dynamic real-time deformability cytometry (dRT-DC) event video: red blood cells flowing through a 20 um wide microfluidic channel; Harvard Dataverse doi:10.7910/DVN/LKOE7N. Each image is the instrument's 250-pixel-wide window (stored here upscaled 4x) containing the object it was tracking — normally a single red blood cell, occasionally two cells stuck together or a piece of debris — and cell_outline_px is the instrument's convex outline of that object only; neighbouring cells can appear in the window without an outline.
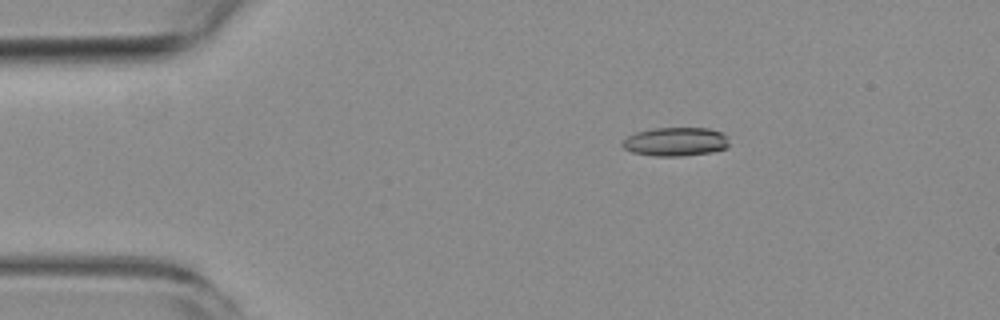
{"species": "common noctule bat (a hibernating species)", "species_latin": "Nyctalus noctula", "temperature_condition": "room temperature", "stored_images_in_passage": 7, "camera_frame_rate_fps": 3000, "um_per_image_px": 0.085, "animal": {"sex": "female", "body_mass_g": 19.3, "forearm_length_mm": 54.1}, "frame": {"image": 1, "passage_image": 2, "time_ms": 2.0, "image_size_px": [1000, 320], "cell_outline_px": [[728, 148], [712, 152], [680, 156], [656, 156], [632, 152], [624, 148], [620, 144], [628, 136], [636, 132], [652, 128], [708, 128], [724, 132], [728, 136]], "centroid_in_image_um": [57.46, 12.04], "position_along_channel_um": 27.5, "area_um2": 18.03}}
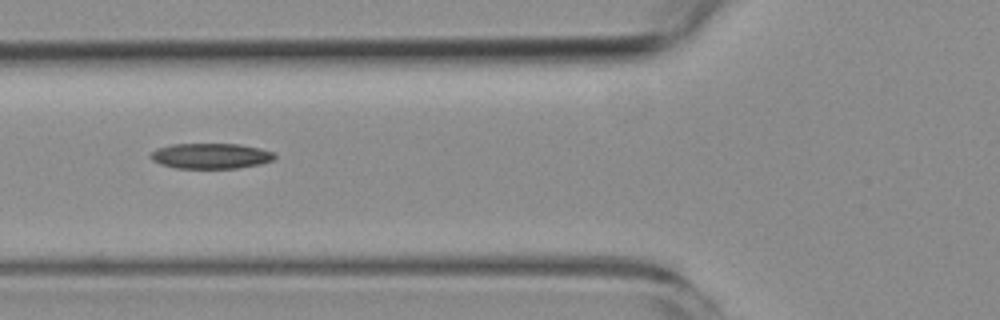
{"frame": {"image": 2, "passage_image": 5, "time_ms": 5.667, "image_size_px": [1000, 320], "cell_outline_px": [[276, 156], [272, 160], [260, 164], [236, 168], [176, 168], [160, 164], [152, 160], [148, 156], [156, 148], [172, 144], [240, 144], [260, 148], [276, 152]], "centroid_in_image_um": [17.91, 13.25], "position_along_channel_um": 107.9, "area_um2": 18.5}}
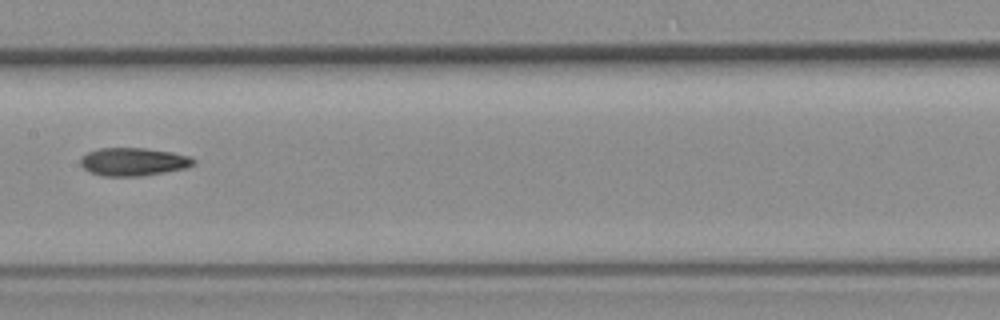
{"frame": {"image": 3, "passage_image": 7, "time_ms": 8.0, "image_size_px": [1000, 320], "cell_outline_px": [[196, 164], [188, 168], [140, 176], [100, 176], [84, 168], [80, 164], [80, 160], [88, 152], [100, 148], [144, 148], [172, 152], [188, 156], [196, 160]], "centroid_in_image_um": [11.37, 13.75], "position_along_channel_um": 196.0, "area_um2": 18.44}}